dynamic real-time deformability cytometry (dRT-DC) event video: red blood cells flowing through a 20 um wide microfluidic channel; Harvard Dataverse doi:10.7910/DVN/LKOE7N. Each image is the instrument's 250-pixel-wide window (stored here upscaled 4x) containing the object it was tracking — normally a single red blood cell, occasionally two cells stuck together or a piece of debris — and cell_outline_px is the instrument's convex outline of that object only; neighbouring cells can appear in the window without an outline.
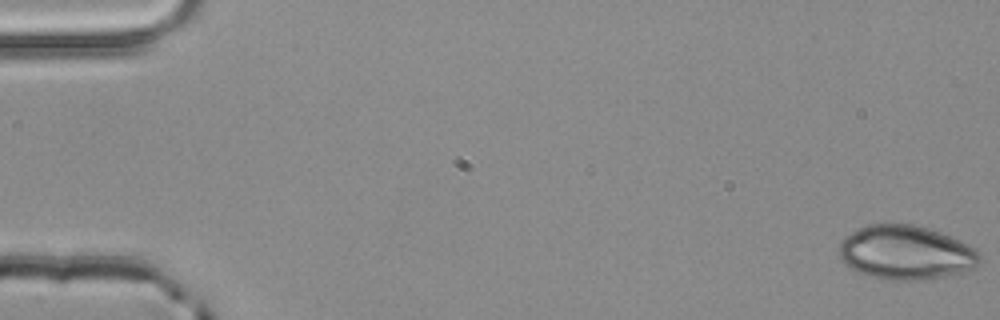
{"species": "common noctule bat (a hibernating species)", "species_latin": "Nyctalus noctula", "temperature_condition": "room temperature", "stored_images_in_passage": 4, "camera_frame_rate_fps": 3000, "um_per_image_px": 0.085, "animal": {"sex": "male", "body_mass_g": 20.4}, "frame": {"image": 1, "passage_image": 1, "time_ms": 0.0, "image_size_px": [1000, 320], "cell_outline_px": [[980, 260], [976, 268], [948, 276], [920, 280], [884, 280], [868, 276], [856, 272], [844, 264], [840, 260], [836, 252], [840, 244], [852, 232], [868, 224], [912, 224], [928, 228], [940, 232], [968, 244], [980, 256]], "centroid_in_image_um": [76.96, 21.49], "position_along_channel_um": 8.0, "area_um2": 44.56}}